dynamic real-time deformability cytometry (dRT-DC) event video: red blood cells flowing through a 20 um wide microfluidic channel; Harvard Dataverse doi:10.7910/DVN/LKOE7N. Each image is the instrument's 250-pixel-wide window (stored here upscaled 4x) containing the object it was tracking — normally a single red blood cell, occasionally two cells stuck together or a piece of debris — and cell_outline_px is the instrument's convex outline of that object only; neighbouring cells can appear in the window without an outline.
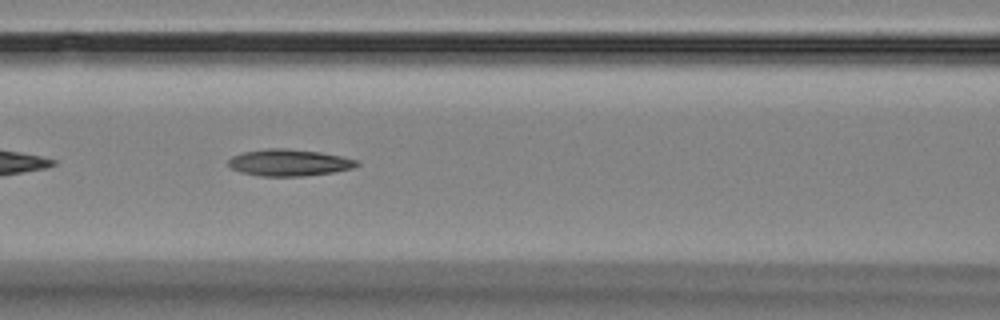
{"species": "Egyptian fruit bat (a non-hibernating species)", "species_latin": "Rousettus aegyptiacus", "temperature_condition": "room temperature", "stored_images_in_passage": 8, "camera_frame_rate_fps": 3000, "um_per_image_px": 0.085, "animal": {"sex": "female"}, "frame": {"image": 1, "passage_image": 7, "time_ms": 7.333, "image_size_px": [1000, 320], "cell_outline_px": [[360, 164], [352, 168], [332, 172], [300, 176], [260, 176], [240, 172], [232, 168], [228, 164], [228, 160], [232, 156], [244, 152], [268, 148], [288, 148], [320, 152], [340, 156], [356, 160]], "centroid_in_image_um": [24.54, 13.82], "position_along_channel_um": 142.1, "area_um2": 19.83}}
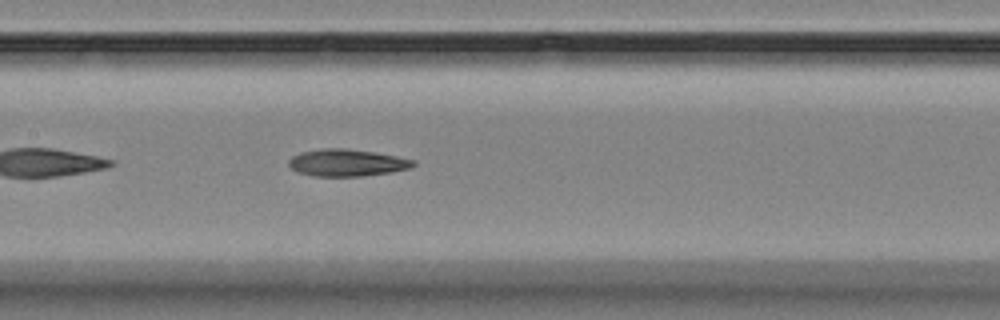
{"frame": {"image": 2, "passage_image": 8, "time_ms": 8.333, "image_size_px": [1000, 320], "cell_outline_px": [[416, 164], [408, 168], [392, 172], [364, 176], [312, 176], [296, 172], [288, 164], [288, 160], [292, 156], [300, 152], [324, 148], [344, 148], [372, 152], [396, 156], [416, 160]], "centroid_in_image_um": [29.46, 13.83], "position_along_channel_um": 177.9, "area_um2": 19.65}}